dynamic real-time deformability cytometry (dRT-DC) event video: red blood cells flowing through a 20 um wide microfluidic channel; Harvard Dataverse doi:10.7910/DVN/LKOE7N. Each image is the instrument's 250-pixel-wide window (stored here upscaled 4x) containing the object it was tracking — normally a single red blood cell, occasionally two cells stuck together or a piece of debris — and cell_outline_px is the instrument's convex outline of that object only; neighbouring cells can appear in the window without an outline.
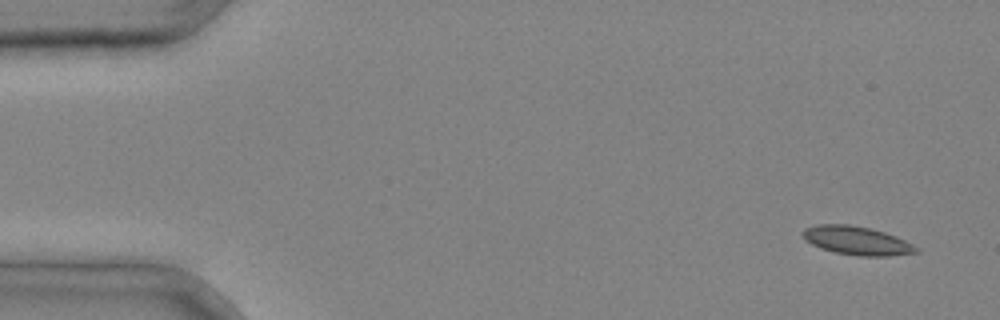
{"species": "common noctule bat (a hibernating species)", "species_latin": "Nyctalus noctula", "temperature_condition": "cold", "stored_images_in_passage": 2, "segment_of_instrument_passage": [2, 2], "camera_frame_rate_fps": 3000, "um_per_image_px": 0.085, "animal": {"sex": "male", "body_mass_g": 20.4}, "frame": {"image": 1, "passage_image": 2, "time_ms": 0.333, "image_size_px": [1000, 320], "cell_outline_px": [[920, 252], [888, 256], [860, 256], [836, 252], [820, 248], [804, 240], [800, 232], [804, 228], [816, 224], [848, 224], [868, 228], [884, 232], [896, 236], [920, 248]], "centroid_in_image_um": [72.8, 20.45], "position_along_channel_um": 12.2, "area_um2": 18.96}}